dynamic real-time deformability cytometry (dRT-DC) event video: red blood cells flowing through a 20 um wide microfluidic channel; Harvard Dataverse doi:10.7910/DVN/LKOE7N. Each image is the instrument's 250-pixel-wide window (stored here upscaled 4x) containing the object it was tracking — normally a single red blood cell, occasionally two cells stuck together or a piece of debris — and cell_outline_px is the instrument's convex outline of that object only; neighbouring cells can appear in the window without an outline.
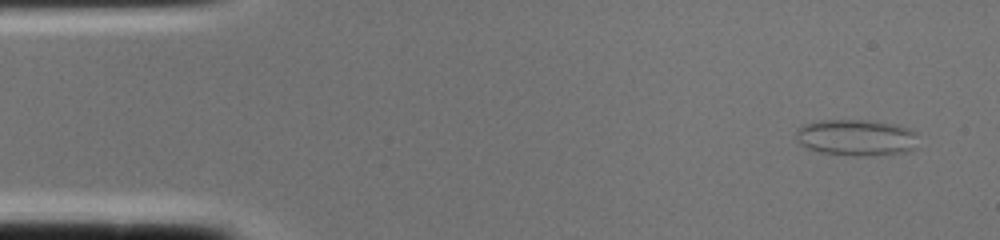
{"species": "common noctule bat (a hibernating species)", "species_latin": "Nyctalus noctula", "temperature_condition": "cold", "stored_images_in_passage": 2, "camera_frame_rate_fps": 3000, "um_per_image_px": 0.085, "animal": {"sex": "female", "body_mass_g": 22.0, "forearm_length_mm": 56.7}, "frame": {"image": 1, "passage_image": 1, "time_ms": 0.0, "image_size_px": [1000, 240], "cell_outline_px": [[916, 132], [912, 148], [904, 152], [868, 156], [852, 156], [820, 152], [808, 148], [800, 144], [796, 140], [796, 128], [804, 124], [820, 120], [864, 120], [896, 124], [908, 128]], "centroid_in_image_um": [72.71, 11.69], "position_along_channel_um": 12.3, "area_um2": 25.78}}
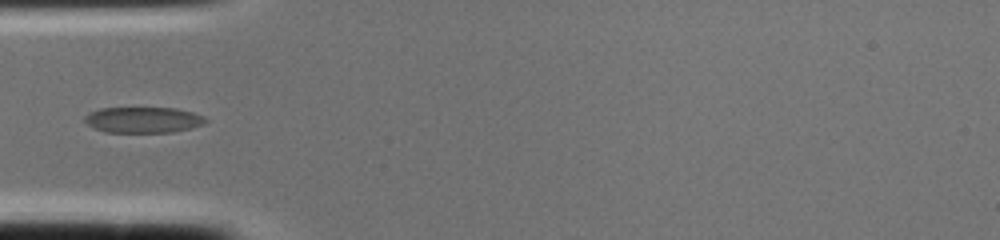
{"frame": {"image": 2, "passage_image": 2, "time_ms": 0.333, "image_size_px": [1000, 240], "cell_outline_px": [[208, 120], [204, 124], [192, 128], [172, 132], [104, 132], [92, 128], [84, 120], [84, 116], [88, 112], [100, 108], [176, 108], [192, 112], [204, 116]], "centroid_in_image_um": [12.16, 10.19], "position_along_channel_um": 72.8, "area_um2": 18.38}}